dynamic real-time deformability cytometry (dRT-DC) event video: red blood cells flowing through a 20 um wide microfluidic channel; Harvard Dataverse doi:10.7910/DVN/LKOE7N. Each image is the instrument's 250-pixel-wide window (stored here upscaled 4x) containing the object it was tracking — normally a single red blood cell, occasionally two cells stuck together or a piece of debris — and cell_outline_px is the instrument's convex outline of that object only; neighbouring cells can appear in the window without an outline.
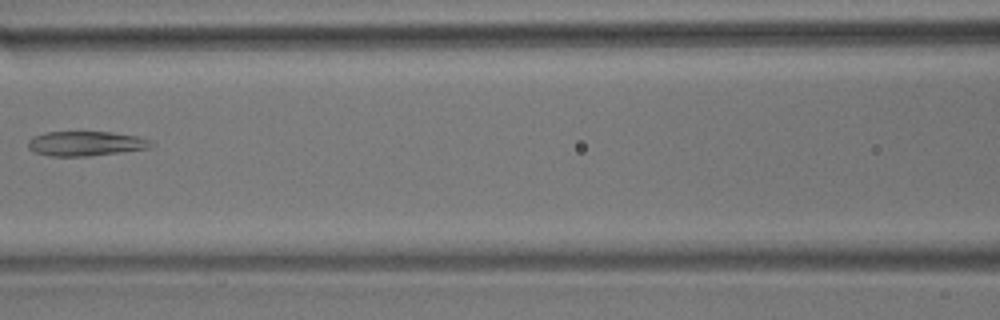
{"species": "common noctule bat (a hibernating species)", "species_latin": "Nyctalus noctula", "temperature_condition": "room temperature", "stored_images_in_passage": 8, "camera_frame_rate_fps": 3000, "um_per_image_px": 0.085, "animal": {"sex": "male", "body_mass_g": 17.9}, "frame": {"image": 1, "passage_image": 6, "time_ms": 7.667, "image_size_px": [1000, 320], "cell_outline_px": [[152, 144], [148, 148], [120, 152], [88, 156], [52, 156], [36, 152], [28, 148], [28, 140], [32, 136], [44, 132], [112, 132], [136, 136], [152, 140]], "centroid_in_image_um": [7.26, 12.19], "position_along_channel_um": 159.3, "area_um2": 17.57}}
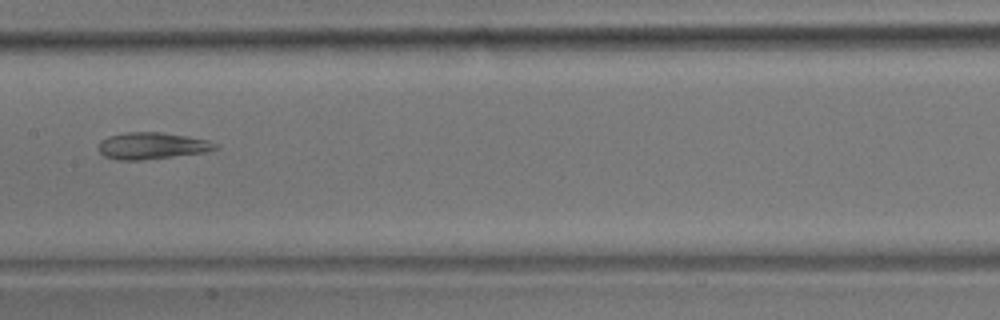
{"frame": {"image": 2, "passage_image": 7, "time_ms": 8.667, "image_size_px": [1000, 320], "cell_outline_px": [[220, 148], [204, 152], [140, 160], [120, 160], [104, 156], [96, 148], [96, 144], [100, 140], [108, 136], [124, 132], [160, 132], [188, 136], [208, 140], [216, 144]], "centroid_in_image_um": [12.86, 12.38], "position_along_channel_um": 194.5, "area_um2": 18.26}}